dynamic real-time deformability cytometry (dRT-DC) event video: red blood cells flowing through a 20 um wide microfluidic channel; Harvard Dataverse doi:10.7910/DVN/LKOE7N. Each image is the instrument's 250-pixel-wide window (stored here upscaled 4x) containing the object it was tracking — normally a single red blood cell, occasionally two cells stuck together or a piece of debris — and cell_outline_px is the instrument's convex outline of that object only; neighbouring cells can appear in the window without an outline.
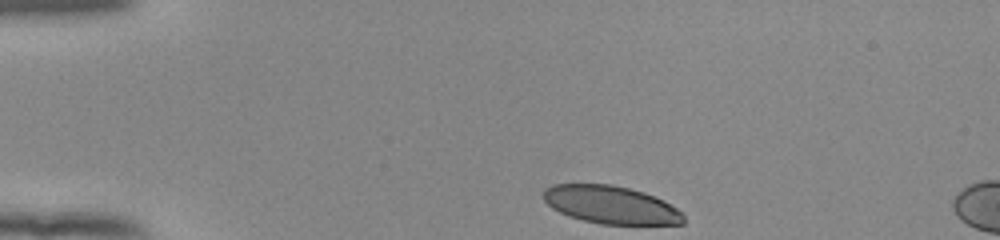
{"species": "human", "species_latin": "Homo sapiens", "temperature_condition": "room temperature", "stored_images_in_passage": 7, "camera_frame_rate_fps": 3000, "um_per_image_px": 0.085, "donor": {"sex": "female"}, "frame": {"image": 1, "passage_image": 1, "time_ms": 0.0, "image_size_px": [1000, 240], "cell_outline_px": [[684, 224], [600, 224], [568, 216], [552, 208], [544, 200], [544, 188], [552, 184], [612, 184], [644, 192], [664, 200], [684, 212]], "centroid_in_image_um": [51.94, 17.4], "position_along_channel_um": 33.1, "area_um2": 31.04}}